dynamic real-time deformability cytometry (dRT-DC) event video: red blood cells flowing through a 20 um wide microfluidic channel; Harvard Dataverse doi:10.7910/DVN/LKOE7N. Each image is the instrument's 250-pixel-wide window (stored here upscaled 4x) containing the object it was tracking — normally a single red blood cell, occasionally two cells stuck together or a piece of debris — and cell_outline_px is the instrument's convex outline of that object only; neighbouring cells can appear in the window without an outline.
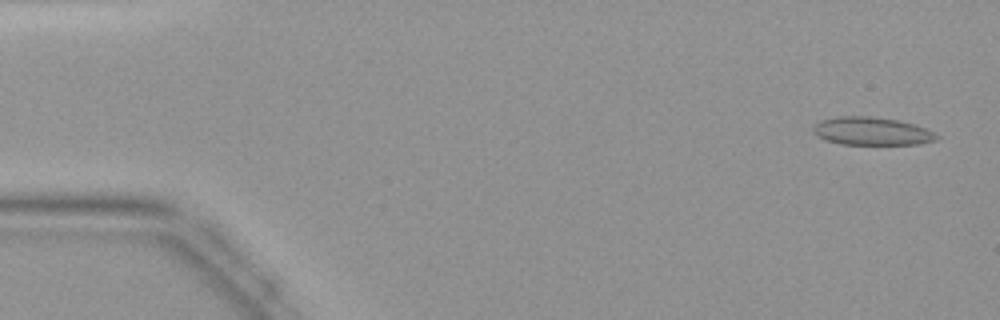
{"species": "common noctule bat (a hibernating species)", "species_latin": "Nyctalus noctula", "temperature_condition": "warm", "stored_images_in_passage": 44, "camera_frame_rate_fps": 3000, "um_per_image_px": 0.085, "animal": {"sex": "female", "body_mass_g": 19.9}, "frame": {"image": 1, "passage_image": 2, "time_ms": 0.333, "image_size_px": [1000, 320], "cell_outline_px": [[940, 136], [936, 140], [920, 144], [840, 144], [824, 140], [816, 136], [812, 132], [812, 128], [820, 120], [836, 116], [868, 116], [900, 120], [916, 124]], "centroid_in_image_um": [74.06, 11.14], "position_along_channel_um": 10.9, "area_um2": 20.35}}
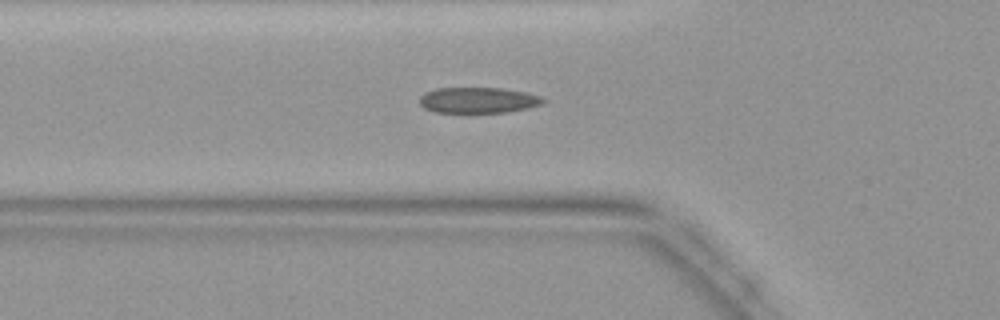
{"frame": {"image": 2, "passage_image": 15, "time_ms": 4.667, "image_size_px": [1000, 320], "cell_outline_px": [[548, 100], [544, 104], [528, 108], [508, 112], [436, 112], [424, 108], [420, 104], [420, 96], [424, 92], [436, 88], [504, 88], [528, 92], [540, 96]], "centroid_in_image_um": [40.7, 8.5], "position_along_channel_um": 85.1, "area_um2": 18.79}}
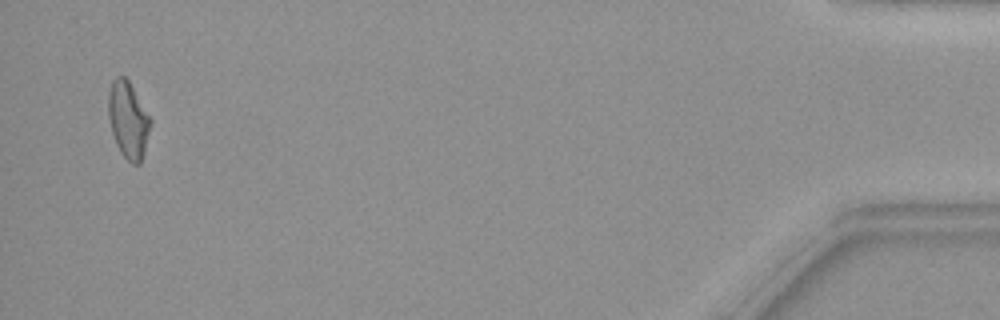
{"frame": {"image": 3, "passage_image": 43, "time_ms": 14.0, "image_size_px": [1000, 320], "cell_outline_px": [[152, 124], [144, 152], [140, 164], [132, 164], [120, 152], [116, 144], [108, 120], [108, 96], [112, 80], [116, 76], [124, 76], [128, 80], [152, 120]], "centroid_in_image_um": [10.89, 10.2], "position_along_channel_um": 424.3, "area_um2": 18.84}}